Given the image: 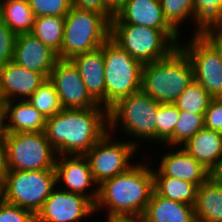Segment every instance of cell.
I'll return each instance as SVG.
<instances>
[{
    "instance_id": "cell-31",
    "label": "cell",
    "mask_w": 222,
    "mask_h": 222,
    "mask_svg": "<svg viewBox=\"0 0 222 222\" xmlns=\"http://www.w3.org/2000/svg\"><path fill=\"white\" fill-rule=\"evenodd\" d=\"M204 127V114L180 110L179 119L174 128V147L182 146Z\"/></svg>"
},
{
    "instance_id": "cell-3",
    "label": "cell",
    "mask_w": 222,
    "mask_h": 222,
    "mask_svg": "<svg viewBox=\"0 0 222 222\" xmlns=\"http://www.w3.org/2000/svg\"><path fill=\"white\" fill-rule=\"evenodd\" d=\"M193 80L190 59L178 46L166 58L143 65L141 90L157 103L170 104Z\"/></svg>"
},
{
    "instance_id": "cell-38",
    "label": "cell",
    "mask_w": 222,
    "mask_h": 222,
    "mask_svg": "<svg viewBox=\"0 0 222 222\" xmlns=\"http://www.w3.org/2000/svg\"><path fill=\"white\" fill-rule=\"evenodd\" d=\"M218 51L222 63V30L202 34Z\"/></svg>"
},
{
    "instance_id": "cell-4",
    "label": "cell",
    "mask_w": 222,
    "mask_h": 222,
    "mask_svg": "<svg viewBox=\"0 0 222 222\" xmlns=\"http://www.w3.org/2000/svg\"><path fill=\"white\" fill-rule=\"evenodd\" d=\"M109 38L110 22L103 15L72 6L65 16L58 59L71 60L76 55L94 51Z\"/></svg>"
},
{
    "instance_id": "cell-44",
    "label": "cell",
    "mask_w": 222,
    "mask_h": 222,
    "mask_svg": "<svg viewBox=\"0 0 222 222\" xmlns=\"http://www.w3.org/2000/svg\"><path fill=\"white\" fill-rule=\"evenodd\" d=\"M6 177H0V204L5 202V193H6Z\"/></svg>"
},
{
    "instance_id": "cell-10",
    "label": "cell",
    "mask_w": 222,
    "mask_h": 222,
    "mask_svg": "<svg viewBox=\"0 0 222 222\" xmlns=\"http://www.w3.org/2000/svg\"><path fill=\"white\" fill-rule=\"evenodd\" d=\"M109 131L84 155L96 185L128 171L133 164L130 159L140 146L132 141H114ZM114 141V142H113ZM131 157V158H130Z\"/></svg>"
},
{
    "instance_id": "cell-16",
    "label": "cell",
    "mask_w": 222,
    "mask_h": 222,
    "mask_svg": "<svg viewBox=\"0 0 222 222\" xmlns=\"http://www.w3.org/2000/svg\"><path fill=\"white\" fill-rule=\"evenodd\" d=\"M57 60V54L32 33L16 36L12 61L18 66L38 72L49 79Z\"/></svg>"
},
{
    "instance_id": "cell-26",
    "label": "cell",
    "mask_w": 222,
    "mask_h": 222,
    "mask_svg": "<svg viewBox=\"0 0 222 222\" xmlns=\"http://www.w3.org/2000/svg\"><path fill=\"white\" fill-rule=\"evenodd\" d=\"M194 23L197 29L194 34L222 30V0H193Z\"/></svg>"
},
{
    "instance_id": "cell-18",
    "label": "cell",
    "mask_w": 222,
    "mask_h": 222,
    "mask_svg": "<svg viewBox=\"0 0 222 222\" xmlns=\"http://www.w3.org/2000/svg\"><path fill=\"white\" fill-rule=\"evenodd\" d=\"M172 148L173 151L163 155L159 163L158 170L163 175L192 182L198 187L210 178V171L183 148L180 149V146ZM174 148L179 150L175 151Z\"/></svg>"
},
{
    "instance_id": "cell-46",
    "label": "cell",
    "mask_w": 222,
    "mask_h": 222,
    "mask_svg": "<svg viewBox=\"0 0 222 222\" xmlns=\"http://www.w3.org/2000/svg\"><path fill=\"white\" fill-rule=\"evenodd\" d=\"M2 1H9V0H0V3H1ZM19 1H28V0H19Z\"/></svg>"
},
{
    "instance_id": "cell-30",
    "label": "cell",
    "mask_w": 222,
    "mask_h": 222,
    "mask_svg": "<svg viewBox=\"0 0 222 222\" xmlns=\"http://www.w3.org/2000/svg\"><path fill=\"white\" fill-rule=\"evenodd\" d=\"M180 110L174 103L160 104L156 112V140L159 143L174 146V128L178 122Z\"/></svg>"
},
{
    "instance_id": "cell-39",
    "label": "cell",
    "mask_w": 222,
    "mask_h": 222,
    "mask_svg": "<svg viewBox=\"0 0 222 222\" xmlns=\"http://www.w3.org/2000/svg\"><path fill=\"white\" fill-rule=\"evenodd\" d=\"M106 222H145L143 215H110Z\"/></svg>"
},
{
    "instance_id": "cell-34",
    "label": "cell",
    "mask_w": 222,
    "mask_h": 222,
    "mask_svg": "<svg viewBox=\"0 0 222 222\" xmlns=\"http://www.w3.org/2000/svg\"><path fill=\"white\" fill-rule=\"evenodd\" d=\"M16 36L0 18V66L13 60Z\"/></svg>"
},
{
    "instance_id": "cell-12",
    "label": "cell",
    "mask_w": 222,
    "mask_h": 222,
    "mask_svg": "<svg viewBox=\"0 0 222 222\" xmlns=\"http://www.w3.org/2000/svg\"><path fill=\"white\" fill-rule=\"evenodd\" d=\"M93 213L94 204L87 197L55 187L36 213L35 222H79Z\"/></svg>"
},
{
    "instance_id": "cell-36",
    "label": "cell",
    "mask_w": 222,
    "mask_h": 222,
    "mask_svg": "<svg viewBox=\"0 0 222 222\" xmlns=\"http://www.w3.org/2000/svg\"><path fill=\"white\" fill-rule=\"evenodd\" d=\"M204 126L222 133V97L212 98L204 113Z\"/></svg>"
},
{
    "instance_id": "cell-24",
    "label": "cell",
    "mask_w": 222,
    "mask_h": 222,
    "mask_svg": "<svg viewBox=\"0 0 222 222\" xmlns=\"http://www.w3.org/2000/svg\"><path fill=\"white\" fill-rule=\"evenodd\" d=\"M154 191L167 199L194 205L198 186L192 182L163 175L158 169L152 170Z\"/></svg>"
},
{
    "instance_id": "cell-29",
    "label": "cell",
    "mask_w": 222,
    "mask_h": 222,
    "mask_svg": "<svg viewBox=\"0 0 222 222\" xmlns=\"http://www.w3.org/2000/svg\"><path fill=\"white\" fill-rule=\"evenodd\" d=\"M212 98L198 82L193 80L175 100L174 104L179 110L204 114Z\"/></svg>"
},
{
    "instance_id": "cell-25",
    "label": "cell",
    "mask_w": 222,
    "mask_h": 222,
    "mask_svg": "<svg viewBox=\"0 0 222 222\" xmlns=\"http://www.w3.org/2000/svg\"><path fill=\"white\" fill-rule=\"evenodd\" d=\"M0 18L18 35L32 31L35 16L28 1L9 0L0 3Z\"/></svg>"
},
{
    "instance_id": "cell-32",
    "label": "cell",
    "mask_w": 222,
    "mask_h": 222,
    "mask_svg": "<svg viewBox=\"0 0 222 222\" xmlns=\"http://www.w3.org/2000/svg\"><path fill=\"white\" fill-rule=\"evenodd\" d=\"M164 18L178 32L179 25L195 17L193 0H160Z\"/></svg>"
},
{
    "instance_id": "cell-6",
    "label": "cell",
    "mask_w": 222,
    "mask_h": 222,
    "mask_svg": "<svg viewBox=\"0 0 222 222\" xmlns=\"http://www.w3.org/2000/svg\"><path fill=\"white\" fill-rule=\"evenodd\" d=\"M159 106L160 103L142 90L119 99L108 109L109 132L112 134L116 126L120 125L128 137L155 141L156 112Z\"/></svg>"
},
{
    "instance_id": "cell-27",
    "label": "cell",
    "mask_w": 222,
    "mask_h": 222,
    "mask_svg": "<svg viewBox=\"0 0 222 222\" xmlns=\"http://www.w3.org/2000/svg\"><path fill=\"white\" fill-rule=\"evenodd\" d=\"M64 24V16L36 17L30 33L58 55L62 47Z\"/></svg>"
},
{
    "instance_id": "cell-5",
    "label": "cell",
    "mask_w": 222,
    "mask_h": 222,
    "mask_svg": "<svg viewBox=\"0 0 222 222\" xmlns=\"http://www.w3.org/2000/svg\"><path fill=\"white\" fill-rule=\"evenodd\" d=\"M105 108L141 90L143 63L134 59L110 38L103 44Z\"/></svg>"
},
{
    "instance_id": "cell-8",
    "label": "cell",
    "mask_w": 222,
    "mask_h": 222,
    "mask_svg": "<svg viewBox=\"0 0 222 222\" xmlns=\"http://www.w3.org/2000/svg\"><path fill=\"white\" fill-rule=\"evenodd\" d=\"M5 147L9 171L55 170L57 154L45 132L8 133Z\"/></svg>"
},
{
    "instance_id": "cell-13",
    "label": "cell",
    "mask_w": 222,
    "mask_h": 222,
    "mask_svg": "<svg viewBox=\"0 0 222 222\" xmlns=\"http://www.w3.org/2000/svg\"><path fill=\"white\" fill-rule=\"evenodd\" d=\"M49 80L56 88L63 109H86L99 105L88 93L77 67L71 60L58 59Z\"/></svg>"
},
{
    "instance_id": "cell-15",
    "label": "cell",
    "mask_w": 222,
    "mask_h": 222,
    "mask_svg": "<svg viewBox=\"0 0 222 222\" xmlns=\"http://www.w3.org/2000/svg\"><path fill=\"white\" fill-rule=\"evenodd\" d=\"M59 158V159H58ZM57 185L64 181L63 188L67 192L77 193L87 197L93 204L98 197V186L96 185L89 162L84 155H59L55 162ZM95 185L93 190L86 193L87 188Z\"/></svg>"
},
{
    "instance_id": "cell-40",
    "label": "cell",
    "mask_w": 222,
    "mask_h": 222,
    "mask_svg": "<svg viewBox=\"0 0 222 222\" xmlns=\"http://www.w3.org/2000/svg\"><path fill=\"white\" fill-rule=\"evenodd\" d=\"M9 172L5 144H0V177H6Z\"/></svg>"
},
{
    "instance_id": "cell-9",
    "label": "cell",
    "mask_w": 222,
    "mask_h": 222,
    "mask_svg": "<svg viewBox=\"0 0 222 222\" xmlns=\"http://www.w3.org/2000/svg\"><path fill=\"white\" fill-rule=\"evenodd\" d=\"M5 183V202L36 215L57 185L56 171H9Z\"/></svg>"
},
{
    "instance_id": "cell-20",
    "label": "cell",
    "mask_w": 222,
    "mask_h": 222,
    "mask_svg": "<svg viewBox=\"0 0 222 222\" xmlns=\"http://www.w3.org/2000/svg\"><path fill=\"white\" fill-rule=\"evenodd\" d=\"M4 110L8 133L45 131L46 118L27 100L4 101Z\"/></svg>"
},
{
    "instance_id": "cell-22",
    "label": "cell",
    "mask_w": 222,
    "mask_h": 222,
    "mask_svg": "<svg viewBox=\"0 0 222 222\" xmlns=\"http://www.w3.org/2000/svg\"><path fill=\"white\" fill-rule=\"evenodd\" d=\"M143 218L145 222H196L192 205L164 198L155 191Z\"/></svg>"
},
{
    "instance_id": "cell-21",
    "label": "cell",
    "mask_w": 222,
    "mask_h": 222,
    "mask_svg": "<svg viewBox=\"0 0 222 222\" xmlns=\"http://www.w3.org/2000/svg\"><path fill=\"white\" fill-rule=\"evenodd\" d=\"M180 148L211 172L222 155V133L204 127Z\"/></svg>"
},
{
    "instance_id": "cell-19",
    "label": "cell",
    "mask_w": 222,
    "mask_h": 222,
    "mask_svg": "<svg viewBox=\"0 0 222 222\" xmlns=\"http://www.w3.org/2000/svg\"><path fill=\"white\" fill-rule=\"evenodd\" d=\"M77 67L91 97L105 107V63L103 45L91 52L76 55L71 59Z\"/></svg>"
},
{
    "instance_id": "cell-28",
    "label": "cell",
    "mask_w": 222,
    "mask_h": 222,
    "mask_svg": "<svg viewBox=\"0 0 222 222\" xmlns=\"http://www.w3.org/2000/svg\"><path fill=\"white\" fill-rule=\"evenodd\" d=\"M46 119L63 110L54 84L46 79L27 99Z\"/></svg>"
},
{
    "instance_id": "cell-11",
    "label": "cell",
    "mask_w": 222,
    "mask_h": 222,
    "mask_svg": "<svg viewBox=\"0 0 222 222\" xmlns=\"http://www.w3.org/2000/svg\"><path fill=\"white\" fill-rule=\"evenodd\" d=\"M182 43L179 47L190 59L194 80L213 98L222 97V63L217 49L198 34H194L190 43H187L189 45Z\"/></svg>"
},
{
    "instance_id": "cell-41",
    "label": "cell",
    "mask_w": 222,
    "mask_h": 222,
    "mask_svg": "<svg viewBox=\"0 0 222 222\" xmlns=\"http://www.w3.org/2000/svg\"><path fill=\"white\" fill-rule=\"evenodd\" d=\"M6 117L4 107H0V144H5L7 137Z\"/></svg>"
},
{
    "instance_id": "cell-7",
    "label": "cell",
    "mask_w": 222,
    "mask_h": 222,
    "mask_svg": "<svg viewBox=\"0 0 222 222\" xmlns=\"http://www.w3.org/2000/svg\"><path fill=\"white\" fill-rule=\"evenodd\" d=\"M110 39L143 64L166 58L177 46L159 29L110 24Z\"/></svg>"
},
{
    "instance_id": "cell-17",
    "label": "cell",
    "mask_w": 222,
    "mask_h": 222,
    "mask_svg": "<svg viewBox=\"0 0 222 222\" xmlns=\"http://www.w3.org/2000/svg\"><path fill=\"white\" fill-rule=\"evenodd\" d=\"M46 80L35 71L18 66L13 61L0 66V93L4 101L27 100Z\"/></svg>"
},
{
    "instance_id": "cell-2",
    "label": "cell",
    "mask_w": 222,
    "mask_h": 222,
    "mask_svg": "<svg viewBox=\"0 0 222 222\" xmlns=\"http://www.w3.org/2000/svg\"><path fill=\"white\" fill-rule=\"evenodd\" d=\"M150 167L134 164L128 171L98 185L95 212L107 207L110 215H143L154 192Z\"/></svg>"
},
{
    "instance_id": "cell-14",
    "label": "cell",
    "mask_w": 222,
    "mask_h": 222,
    "mask_svg": "<svg viewBox=\"0 0 222 222\" xmlns=\"http://www.w3.org/2000/svg\"><path fill=\"white\" fill-rule=\"evenodd\" d=\"M110 24H135L161 30L177 47L178 33L164 18L160 0H124Z\"/></svg>"
},
{
    "instance_id": "cell-33",
    "label": "cell",
    "mask_w": 222,
    "mask_h": 222,
    "mask_svg": "<svg viewBox=\"0 0 222 222\" xmlns=\"http://www.w3.org/2000/svg\"><path fill=\"white\" fill-rule=\"evenodd\" d=\"M29 6L36 17L66 16L72 8L70 0H28Z\"/></svg>"
},
{
    "instance_id": "cell-42",
    "label": "cell",
    "mask_w": 222,
    "mask_h": 222,
    "mask_svg": "<svg viewBox=\"0 0 222 222\" xmlns=\"http://www.w3.org/2000/svg\"><path fill=\"white\" fill-rule=\"evenodd\" d=\"M210 178L213 181L222 183V155L219 157V160L216 166L210 172Z\"/></svg>"
},
{
    "instance_id": "cell-43",
    "label": "cell",
    "mask_w": 222,
    "mask_h": 222,
    "mask_svg": "<svg viewBox=\"0 0 222 222\" xmlns=\"http://www.w3.org/2000/svg\"><path fill=\"white\" fill-rule=\"evenodd\" d=\"M103 5L113 14L122 7L124 0H102Z\"/></svg>"
},
{
    "instance_id": "cell-1",
    "label": "cell",
    "mask_w": 222,
    "mask_h": 222,
    "mask_svg": "<svg viewBox=\"0 0 222 222\" xmlns=\"http://www.w3.org/2000/svg\"><path fill=\"white\" fill-rule=\"evenodd\" d=\"M109 131L108 109H63L46 119L45 134L59 155H85Z\"/></svg>"
},
{
    "instance_id": "cell-35",
    "label": "cell",
    "mask_w": 222,
    "mask_h": 222,
    "mask_svg": "<svg viewBox=\"0 0 222 222\" xmlns=\"http://www.w3.org/2000/svg\"><path fill=\"white\" fill-rule=\"evenodd\" d=\"M0 222H35V215L24 208L9 204H0Z\"/></svg>"
},
{
    "instance_id": "cell-37",
    "label": "cell",
    "mask_w": 222,
    "mask_h": 222,
    "mask_svg": "<svg viewBox=\"0 0 222 222\" xmlns=\"http://www.w3.org/2000/svg\"><path fill=\"white\" fill-rule=\"evenodd\" d=\"M73 7L96 12L103 15L109 22L113 14L103 5L102 0H70Z\"/></svg>"
},
{
    "instance_id": "cell-23",
    "label": "cell",
    "mask_w": 222,
    "mask_h": 222,
    "mask_svg": "<svg viewBox=\"0 0 222 222\" xmlns=\"http://www.w3.org/2000/svg\"><path fill=\"white\" fill-rule=\"evenodd\" d=\"M193 209L196 222H222V183L209 178L200 185Z\"/></svg>"
},
{
    "instance_id": "cell-45",
    "label": "cell",
    "mask_w": 222,
    "mask_h": 222,
    "mask_svg": "<svg viewBox=\"0 0 222 222\" xmlns=\"http://www.w3.org/2000/svg\"><path fill=\"white\" fill-rule=\"evenodd\" d=\"M0 107H4V100L2 98L1 93H0Z\"/></svg>"
}]
</instances>
